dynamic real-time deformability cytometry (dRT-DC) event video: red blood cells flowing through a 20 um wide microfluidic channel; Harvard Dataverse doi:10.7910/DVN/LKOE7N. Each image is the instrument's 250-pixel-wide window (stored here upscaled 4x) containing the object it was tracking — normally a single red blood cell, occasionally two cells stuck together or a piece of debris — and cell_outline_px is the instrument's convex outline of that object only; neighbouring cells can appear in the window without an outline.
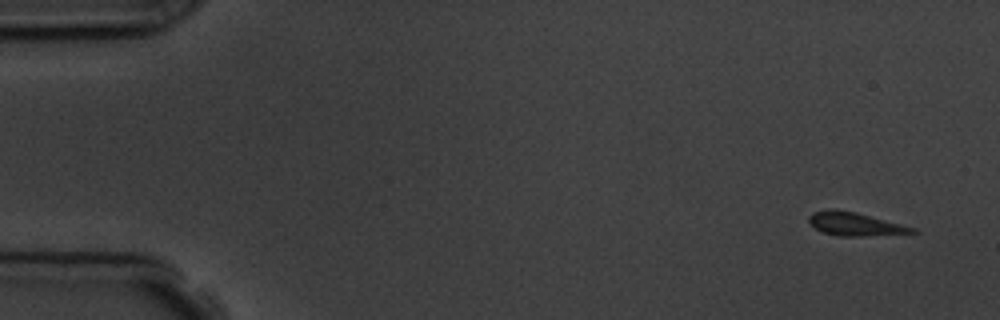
{"species": "common noctule bat (a hibernating species)", "species_latin": "Nyctalus noctula", "temperature_condition": "room temperature", "stored_images_in_passage": 4, "camera_frame_rate_fps": 3000, "um_per_image_px": 0.085, "animal": {"sex": "male", "body_mass_g": 19.5, "forearm_length_mm": 54.6}, "frame": {"image": 1, "passage_image": 1, "time_ms": 0.0, "image_size_px": [1000, 320], "cell_outline_px": [[920, 232], [860, 236], [840, 236], [824, 232], [816, 228], [808, 220], [808, 216], [812, 212], [828, 208], [836, 208], [856, 212], [916, 228]], "centroid_in_image_um": [72.65, 19.02], "position_along_channel_um": 12.4, "area_um2": 13.99}}
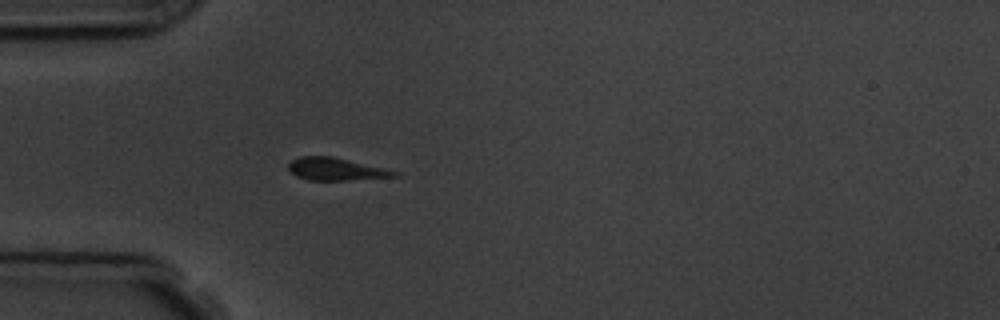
{"frame": {"image": 2, "passage_image": 4, "time_ms": 4.333, "image_size_px": [1000, 320], "cell_outline_px": [[400, 176], [344, 180], [308, 180], [296, 176], [288, 168], [288, 164], [292, 160], [300, 156], [332, 156], [384, 168], [400, 172]], "centroid_in_image_um": [28.55, 14.37], "position_along_channel_um": 56.5, "area_um2": 13.81}}